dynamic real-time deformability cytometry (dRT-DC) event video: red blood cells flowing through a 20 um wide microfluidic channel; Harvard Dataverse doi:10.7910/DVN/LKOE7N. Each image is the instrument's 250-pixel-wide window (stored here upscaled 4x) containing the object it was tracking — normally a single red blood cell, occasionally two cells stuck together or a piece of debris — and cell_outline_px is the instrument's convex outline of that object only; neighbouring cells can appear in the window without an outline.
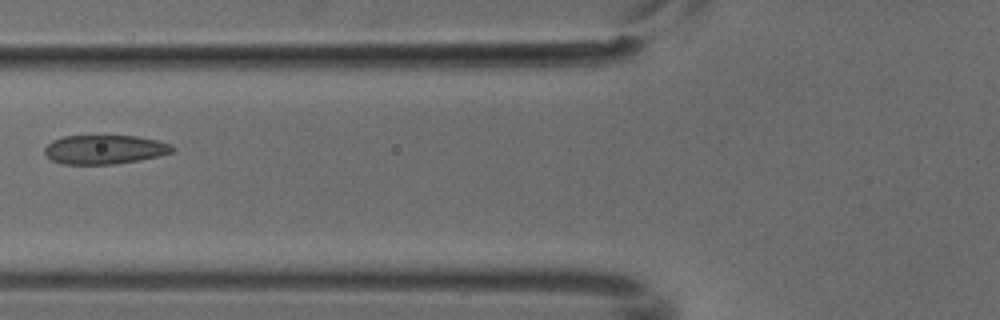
{"species": "common noctule bat (a hibernating species)", "species_latin": "Nyctalus noctula", "temperature_condition": "cold", "stored_images_in_passage": 5, "camera_frame_rate_fps": 3000, "um_per_image_px": 0.085, "animal": {"sex": "male", "body_mass_g": 18.8}, "frame": {"image": 1, "passage_image": 5, "time_ms": 1.333, "image_size_px": [1000, 320], "cell_outline_px": [[176, 148], [172, 152], [160, 156], [140, 160], [116, 164], [60, 164], [52, 160], [44, 152], [44, 148], [52, 140], [64, 136], [136, 136], [156, 140], [172, 144]], "centroid_in_image_um": [8.91, 12.71], "position_along_channel_um": 116.9, "area_um2": 21.73}}